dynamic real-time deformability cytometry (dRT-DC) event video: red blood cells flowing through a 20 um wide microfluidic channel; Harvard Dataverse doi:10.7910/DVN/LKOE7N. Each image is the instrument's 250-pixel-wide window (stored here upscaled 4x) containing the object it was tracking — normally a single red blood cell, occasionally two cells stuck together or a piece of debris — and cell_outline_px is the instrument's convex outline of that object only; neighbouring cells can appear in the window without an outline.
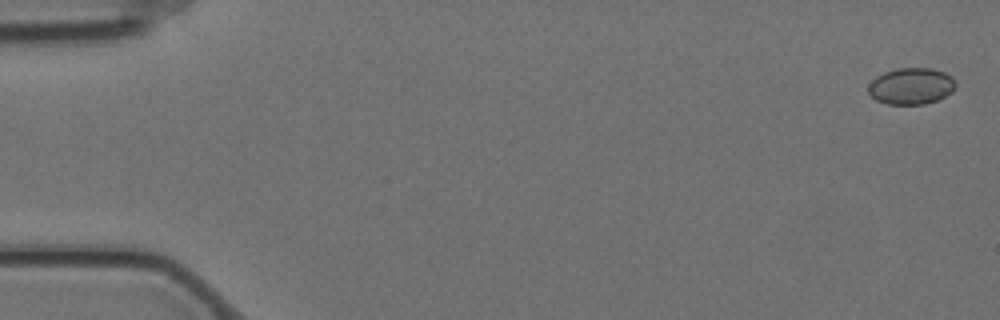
{"species": "Egyptian fruit bat (a non-hibernating species)", "species_latin": "Rousettus aegyptiacus", "temperature_condition": "cold", "stored_images_in_passage": 8, "camera_frame_rate_fps": 3000, "um_per_image_px": 0.085, "animal": {"sex": "female"}, "frame": {"image": 1, "passage_image": 1, "time_ms": 0.0, "image_size_px": [1000, 320], "cell_outline_px": [[956, 88], [952, 92], [936, 100], [924, 104], [888, 104], [876, 100], [868, 92], [868, 84], [876, 76], [884, 72], [896, 68], [932, 68], [944, 72], [952, 76], [956, 84]], "centroid_in_image_um": [77.45, 7.31], "position_along_channel_um": 7.6, "area_um2": 18.67}}
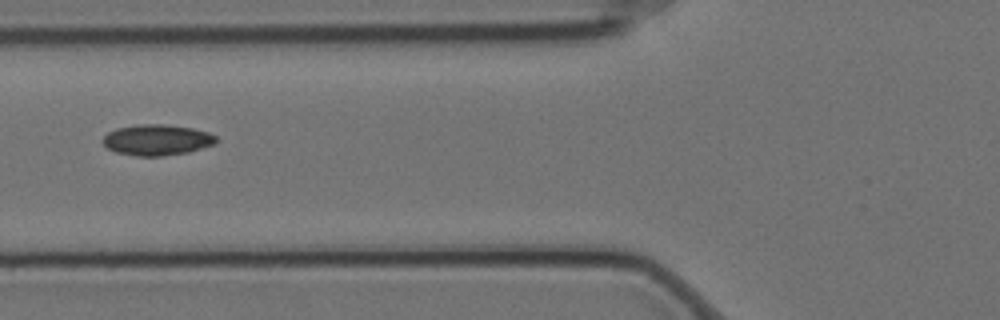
{"frame": {"image": 2, "passage_image": 7, "time_ms": 2.0, "image_size_px": [1000, 320], "cell_outline_px": [[216, 144], [188, 152], [160, 156], [136, 156], [116, 152], [108, 148], [100, 140], [108, 132], [116, 128], [136, 124], [164, 124], [192, 128], [208, 132], [216, 136]], "centroid_in_image_um": [13.32, 11.88], "position_along_channel_um": 112.5, "area_um2": 20.46}}
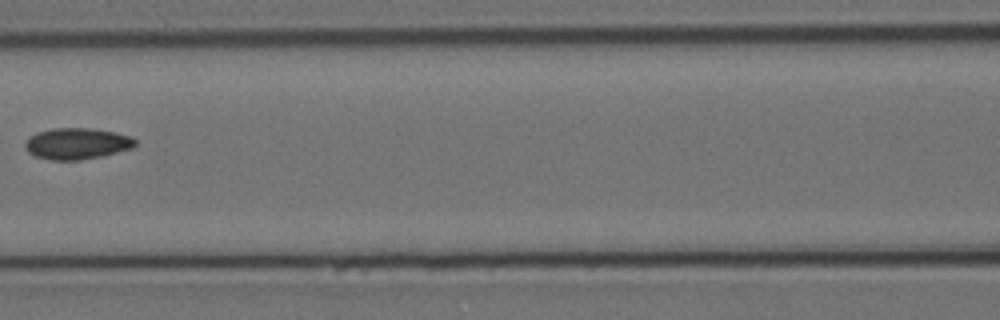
{"frame": {"image": 3, "passage_image": 8, "time_ms": 2.333, "image_size_px": [1000, 320], "cell_outline_px": [[136, 144], [132, 148], [100, 156], [80, 160], [52, 160], [36, 156], [28, 152], [24, 144], [36, 132], [52, 128], [92, 128], [116, 132], [132, 136], [136, 140]], "centroid_in_image_um": [6.56, 12.19], "position_along_channel_um": 160.0, "area_um2": 20.0}}